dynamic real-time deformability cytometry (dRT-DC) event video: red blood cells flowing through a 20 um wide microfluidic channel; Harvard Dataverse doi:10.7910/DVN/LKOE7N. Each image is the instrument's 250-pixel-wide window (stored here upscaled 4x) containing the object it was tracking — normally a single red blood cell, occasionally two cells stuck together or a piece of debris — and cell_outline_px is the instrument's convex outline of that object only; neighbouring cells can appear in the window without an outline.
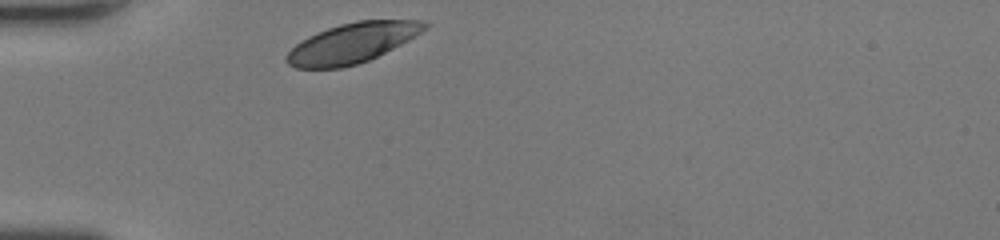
{"species": "human", "species_latin": "Homo sapiens", "temperature_condition": "room temperature", "stored_images_in_passage": 26, "camera_frame_rate_fps": 3000, "um_per_image_px": 0.085, "donor": {"sex": "female"}, "frame": {"image": 1, "passage_image": 1, "time_ms": 0.0, "image_size_px": [1000, 240], "cell_outline_px": [[428, 28], [400, 44], [368, 60], [356, 64], [340, 68], [296, 68], [288, 64], [284, 60], [284, 56], [296, 44], [308, 36], [316, 32], [340, 24], [356, 20], [424, 20], [428, 24]], "centroid_in_image_um": [29.9, 3.65], "position_along_channel_um": 55.1, "area_um2": 31.91}}
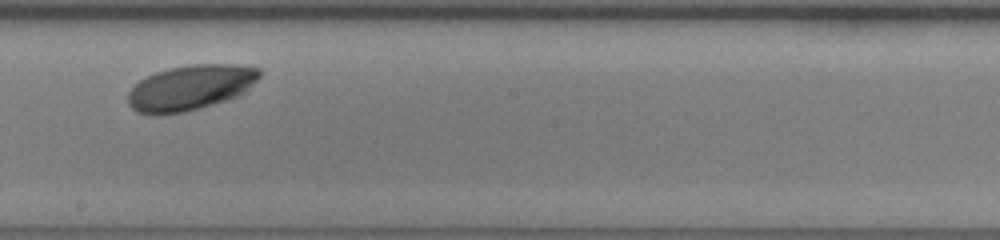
{"frame": {"image": 2, "passage_image": 15, "time_ms": 4.667, "image_size_px": [1000, 240], "cell_outline_px": [[260, 76], [240, 96], [200, 108], [184, 112], [156, 116], [152, 116], [136, 112], [128, 104], [128, 92], [140, 80], [156, 72], [168, 68], [192, 64], [232, 64], [260, 68]], "centroid_in_image_um": [16.16, 7.46], "position_along_channel_um": 232.0, "area_um2": 34.85}}
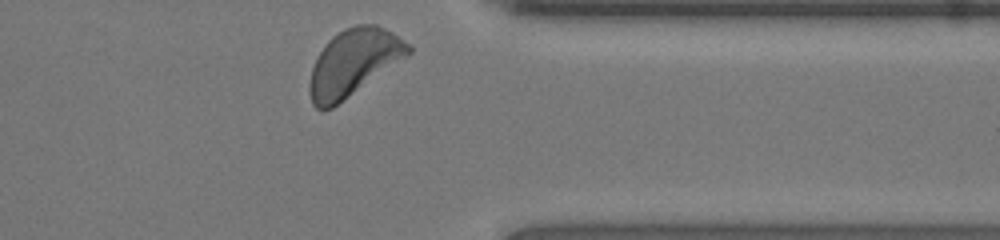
{"frame": {"image": 3, "passage_image": 26, "time_ms": 8.333, "image_size_px": [1000, 240], "cell_outline_px": [[412, 52], [408, 56], [332, 108], [316, 108], [312, 104], [308, 92], [308, 88], [312, 68], [324, 44], [332, 36], [344, 28], [356, 24], [376, 24], [392, 32], [408, 44], [412, 48]], "centroid_in_image_um": [30.04, 5.3], "position_along_channel_um": 381.4, "area_um2": 38.09}, "authors_computed_cell_mechanics": {"area_um2": 34.2754, "velocity_mm_per_s": 4.1383, "shape_relaxation_time_tau1_ms": 0.9815, "shape_relaxation_time_tau2_ms": null, "deformation_change_tau1": 0.0961, "deformation_change_tau2": null}}